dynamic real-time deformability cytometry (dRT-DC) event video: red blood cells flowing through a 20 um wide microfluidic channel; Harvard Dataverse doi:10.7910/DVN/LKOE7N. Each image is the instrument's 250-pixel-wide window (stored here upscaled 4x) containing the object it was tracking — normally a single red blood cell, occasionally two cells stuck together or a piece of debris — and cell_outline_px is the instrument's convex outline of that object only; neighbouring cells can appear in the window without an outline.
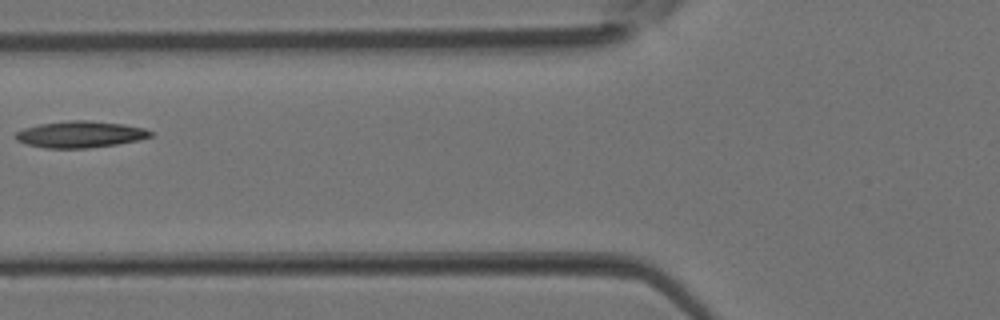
{"species": "Egyptian fruit bat (a non-hibernating species)", "species_latin": "Rousettus aegyptiacus", "temperature_condition": "room temperature", "stored_images_in_passage": 4, "camera_frame_rate_fps": 3000, "um_per_image_px": 0.085, "animal": {"sex": "female"}, "frame": {"image": 1, "passage_image": 4, "time_ms": 1.0, "image_size_px": [1000, 320], "cell_outline_px": [[152, 136], [140, 140], [116, 144], [88, 148], [44, 148], [28, 144], [16, 140], [16, 132], [24, 128], [40, 124], [68, 120], [88, 120], [124, 124], [144, 128], [152, 132]], "centroid_in_image_um": [6.84, 11.42], "position_along_channel_um": 119.0, "area_um2": 20.81}}